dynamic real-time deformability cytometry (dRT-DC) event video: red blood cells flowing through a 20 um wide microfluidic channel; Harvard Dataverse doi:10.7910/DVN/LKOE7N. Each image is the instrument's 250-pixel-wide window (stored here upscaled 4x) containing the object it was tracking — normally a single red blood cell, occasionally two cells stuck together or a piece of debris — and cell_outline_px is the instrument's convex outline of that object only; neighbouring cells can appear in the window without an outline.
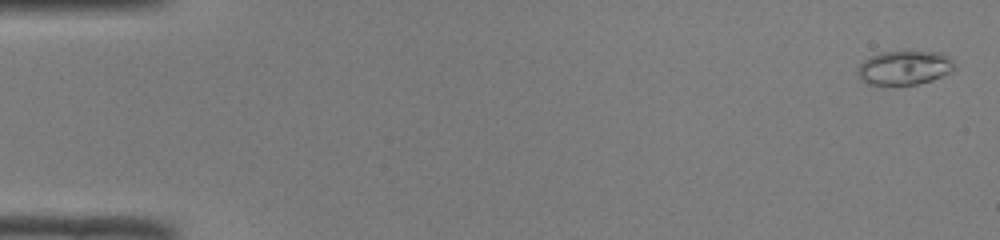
{"species": "common noctule bat (a hibernating species)", "species_latin": "Nyctalus noctula", "temperature_condition": "room temperature", "stored_images_in_passage": 50, "camera_frame_rate_fps": 3000, "um_per_image_px": 0.085, "animal": {"sex": "male", "body_mass_g": 19.0, "forearm_length_mm": 50.8}, "frame": {"image": 1, "passage_image": 2, "time_ms": 0.333, "image_size_px": [1000, 240], "cell_outline_px": [[956, 68], [952, 72], [944, 76], [932, 80], [916, 84], [868, 84], [860, 76], [860, 64], [864, 60], [880, 52], [904, 48], [944, 52], [952, 60]], "centroid_in_image_um": [76.99, 5.68], "position_along_channel_um": 8.0, "area_um2": 19.83}}
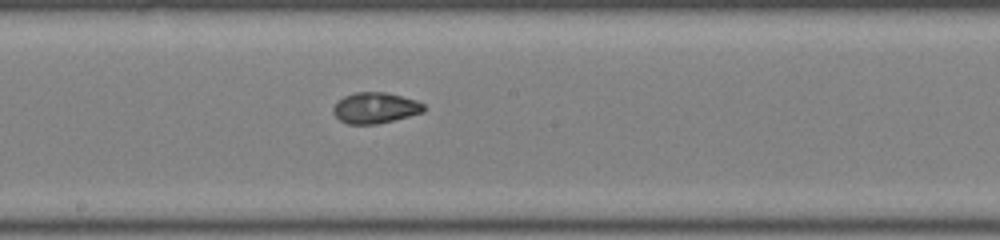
{"frame": {"image": 2, "passage_image": 28, "time_ms": 9.0, "image_size_px": [1000, 240], "cell_outline_px": [[424, 112], [376, 124], [348, 124], [340, 120], [332, 112], [332, 108], [344, 96], [356, 92], [384, 92], [416, 100], [424, 104]], "centroid_in_image_um": [31.88, 9.17], "position_along_channel_um": 216.3, "area_um2": 16.07}}
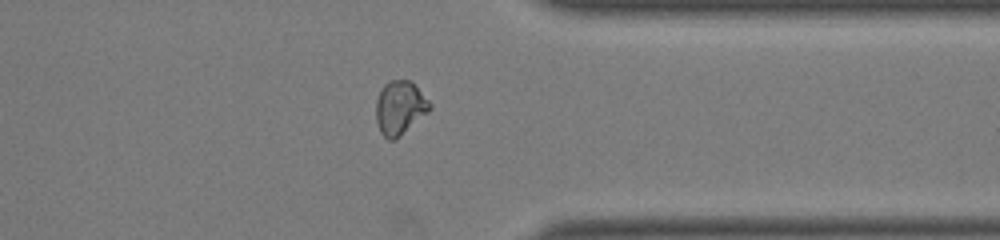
{"frame": {"image": 3, "passage_image": 40, "time_ms": 13.0, "image_size_px": [1000, 240], "cell_outline_px": [[432, 108], [428, 112], [392, 140], [388, 140], [380, 132], [376, 120], [376, 100], [384, 84], [388, 80], [412, 80], [432, 104]], "centroid_in_image_um": [33.99, 9.11], "position_along_channel_um": 377.4, "area_um2": 16.65}, "authors_computed_cell_mechanics": {"area_um2": 17.1955, "velocity_mm_per_s": 4.1285, "shape_relaxation_time_tau1_ms": null, "shape_relaxation_time_tau2_ms": 1.2708, "deformation_change_tau1": null, "deformation_change_tau2": 0.0565}}